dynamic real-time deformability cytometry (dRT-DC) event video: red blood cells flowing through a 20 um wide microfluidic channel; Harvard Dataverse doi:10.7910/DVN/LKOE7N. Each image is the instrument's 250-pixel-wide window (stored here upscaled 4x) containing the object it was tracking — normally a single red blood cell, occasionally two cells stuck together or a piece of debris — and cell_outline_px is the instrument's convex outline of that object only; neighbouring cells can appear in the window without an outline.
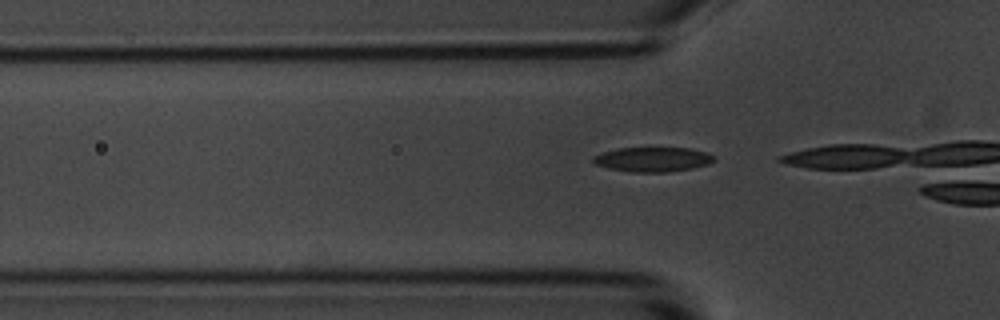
{"species": "common noctule bat (a hibernating species)", "species_latin": "Nyctalus noctula", "temperature_condition": "room temperature", "stored_images_in_passage": 10, "camera_frame_rate_fps": 3000, "um_per_image_px": 0.085, "animal": {"sex": "male", "body_mass_g": 20.1, "forearm_length_mm": 53.5}, "frame": {"image": 1, "passage_image": 9, "time_ms": 2.667, "image_size_px": [1000, 320], "cell_outline_px": [[716, 160], [708, 164], [692, 168], [668, 172], [632, 172], [608, 168], [596, 164], [592, 160], [592, 156], [616, 148], [692, 148], [708, 152], [716, 156]], "centroid_in_image_um": [55.53, 13.54], "position_along_channel_um": 70.3, "area_um2": 17.46}}